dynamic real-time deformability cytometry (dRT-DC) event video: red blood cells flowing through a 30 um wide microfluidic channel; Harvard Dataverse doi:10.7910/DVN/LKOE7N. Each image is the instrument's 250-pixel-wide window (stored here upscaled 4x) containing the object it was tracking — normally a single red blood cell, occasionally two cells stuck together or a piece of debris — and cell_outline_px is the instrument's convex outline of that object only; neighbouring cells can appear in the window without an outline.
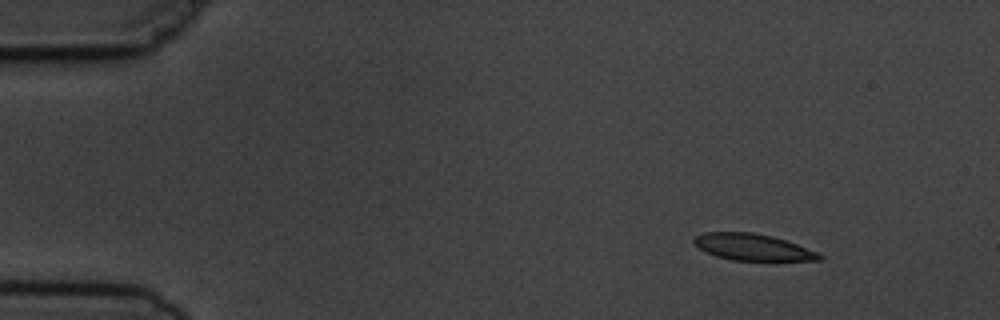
{"species": "common noctule bat (a hibernating species)", "species_latin": "Nyctalus noctula", "temperature_condition": "cold", "stored_images_in_passage": 5, "camera_frame_rate_fps": 3000, "um_per_image_px": 0.085, "animal": {"sex": "male", "body_mass_g": 19.5, "forearm_length_mm": 54.6}, "frame": {"image": 1, "passage_image": 1, "time_ms": 0.0, "image_size_px": [1000, 320], "cell_outline_px": [[824, 256], [820, 260], [732, 260], [716, 256], [700, 248], [692, 240], [696, 236], [704, 232], [752, 232], [772, 236], [820, 252]], "centroid_in_image_um": [64.01, 21.0], "position_along_channel_um": 21.0, "area_um2": 19.19}}
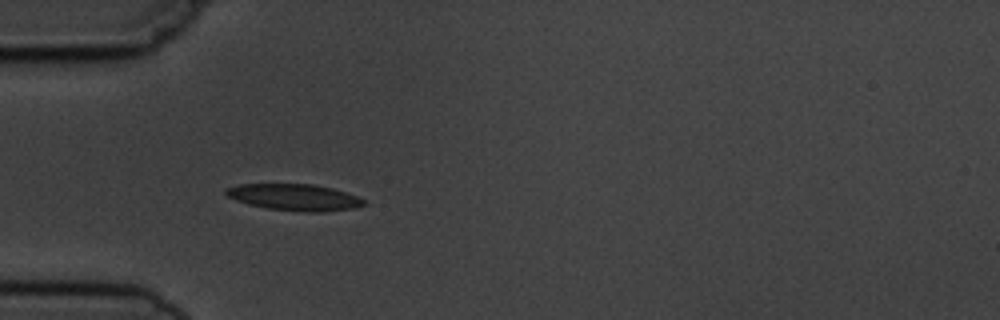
{"frame": {"image": 2, "passage_image": 4, "time_ms": 3.333, "image_size_px": [1000, 320], "cell_outline_px": [[368, 204], [356, 208], [324, 212], [308, 212], [268, 208], [248, 204], [224, 196], [224, 188], [240, 184], [312, 184], [332, 188], [368, 200]], "centroid_in_image_um": [25.04, 16.77], "position_along_channel_um": 60.0, "area_um2": 21.5}}
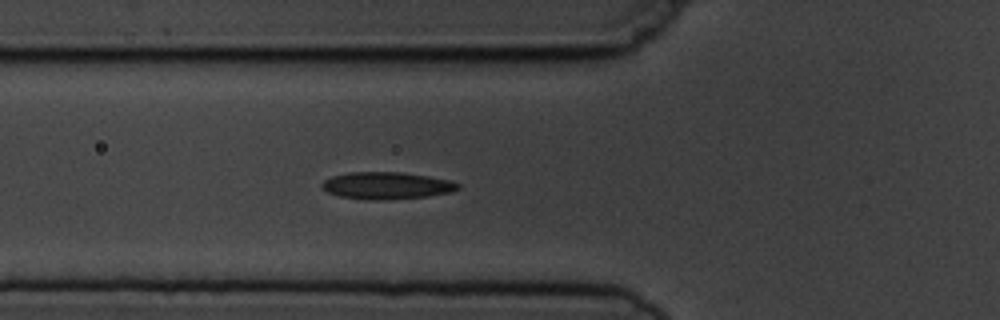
{"frame": {"image": 3, "passage_image": 5, "time_ms": 4.333, "image_size_px": [1000, 320], "cell_outline_px": [[460, 188], [452, 192], [428, 196], [392, 200], [364, 200], [340, 196], [328, 192], [320, 184], [324, 180], [332, 176], [348, 172], [400, 172], [428, 176], [452, 180], [460, 184]], "centroid_in_image_um": [32.9, 15.78], "position_along_channel_um": 92.9, "area_um2": 21.73}}